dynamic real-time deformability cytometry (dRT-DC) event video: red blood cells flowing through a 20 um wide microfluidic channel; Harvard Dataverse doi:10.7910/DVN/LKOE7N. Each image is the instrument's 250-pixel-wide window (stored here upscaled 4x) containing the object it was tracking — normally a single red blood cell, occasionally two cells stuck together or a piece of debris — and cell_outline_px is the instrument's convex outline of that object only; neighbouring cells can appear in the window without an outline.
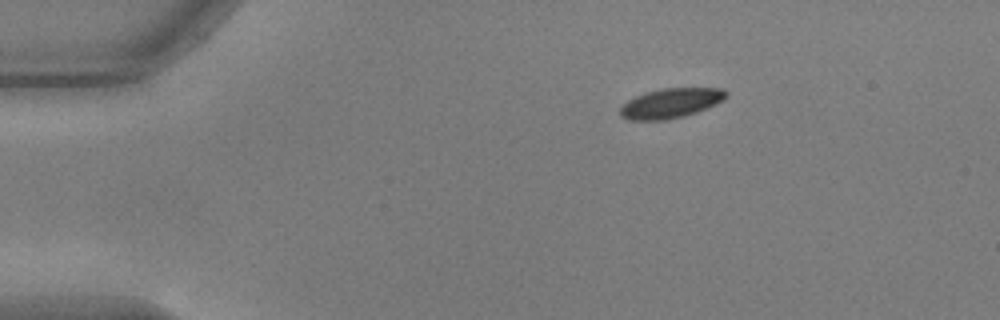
{"species": "common noctule bat (a hibernating species)", "species_latin": "Nyctalus noctula", "temperature_condition": "warm", "stored_images_in_passage": 44, "camera_frame_rate_fps": 3000, "um_per_image_px": 0.085, "animal": {"sex": "male", "body_mass_g": 17.9, "forearm_length_mm": 54.2}, "frame": {"image": 1, "passage_image": 1, "time_ms": 0.0, "image_size_px": [1000, 320], "cell_outline_px": [[728, 96], [724, 100], [716, 104], [696, 112], [684, 116], [664, 120], [628, 120], [620, 116], [620, 108], [628, 100], [644, 92], [664, 88], [724, 88], [728, 92]], "centroid_in_image_um": [57.03, 8.76], "position_along_channel_um": 28.0, "area_um2": 18.44}}
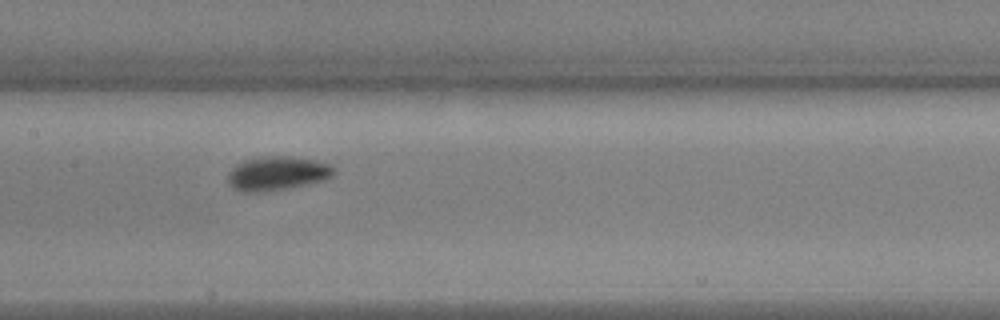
{"frame": {"image": 2, "passage_image": 19, "time_ms": 6.0, "image_size_px": [1000, 320], "cell_outline_px": [[336, 172], [328, 180], [284, 188], [260, 192], [240, 192], [232, 188], [228, 184], [228, 172], [236, 164], [244, 160], [264, 156], [292, 156], [316, 160], [328, 164], [336, 168]], "centroid_in_image_um": [23.57, 14.73], "position_along_channel_um": 183.8, "area_um2": 21.21}}
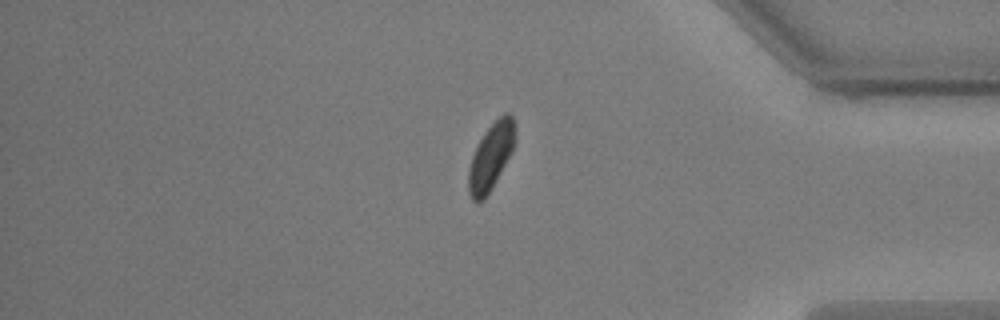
{"frame": {"image": 3, "passage_image": 38, "time_ms": 12.333, "image_size_px": [1000, 320], "cell_outline_px": [[516, 140], [512, 152], [484, 200], [476, 204], [472, 200], [468, 192], [468, 168], [472, 156], [484, 132], [504, 112], [508, 112], [512, 116]], "centroid_in_image_um": [41.71, 13.34], "position_along_channel_um": 393.5, "area_um2": 17.98}, "authors_computed_cell_mechanics": {"area_um2": 19.3052, "velocity_mm_per_s": 3.673, "shape_relaxation_time_tau1_ms": 2.0683, "shape_relaxation_time_tau2_ms": null, "deformation_change_tau1": 0.0929, "deformation_change_tau2": null}}